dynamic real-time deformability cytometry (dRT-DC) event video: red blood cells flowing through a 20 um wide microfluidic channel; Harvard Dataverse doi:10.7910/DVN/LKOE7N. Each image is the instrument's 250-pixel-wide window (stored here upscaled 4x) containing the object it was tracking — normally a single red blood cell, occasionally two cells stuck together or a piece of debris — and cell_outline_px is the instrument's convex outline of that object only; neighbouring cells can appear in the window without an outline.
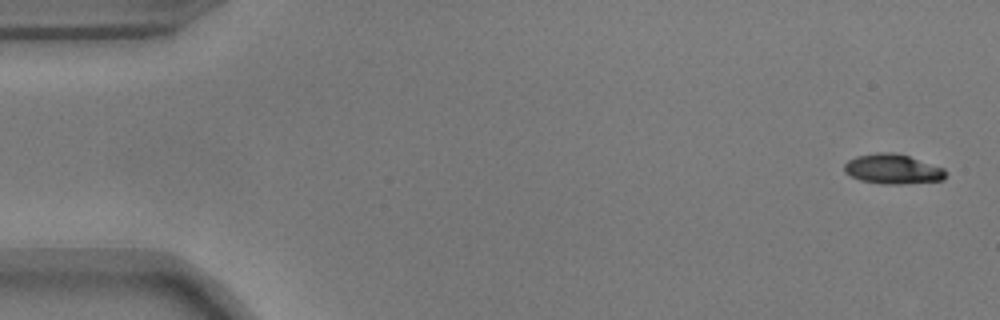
{"species": "common noctule bat (a hibernating species)", "species_latin": "Nyctalus noctula", "temperature_condition": "warm", "stored_images_in_passage": 53, "camera_frame_rate_fps": 3000, "um_per_image_px": 0.085, "animal": {"sex": "male", "body_mass_g": 17.9}, "frame": {"image": 1, "passage_image": 1, "time_ms": 0.0, "image_size_px": [1000, 320], "cell_outline_px": [[948, 172], [944, 180], [900, 184], [880, 184], [860, 180], [844, 172], [844, 164], [848, 160], [856, 156], [876, 152], [892, 152], [908, 156], [944, 168]], "centroid_in_image_um": [75.88, 14.37], "position_along_channel_um": 9.1, "area_um2": 17.69}}
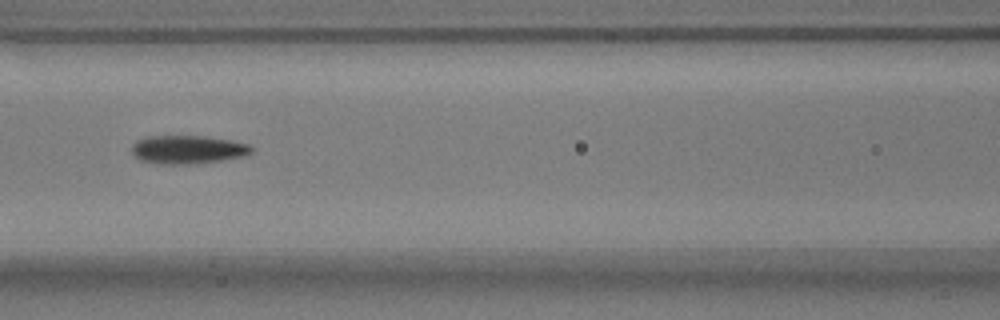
{"frame": {"image": 2, "passage_image": 23, "time_ms": 7.333, "image_size_px": [1000, 320], "cell_outline_px": [[252, 152], [244, 156], [220, 160], [188, 164], [160, 164], [140, 160], [132, 152], [132, 144], [136, 140], [148, 136], [204, 136], [228, 140], [248, 144], [252, 148]], "centroid_in_image_um": [15.92, 12.71], "position_along_channel_um": 150.7, "area_um2": 19.59}}
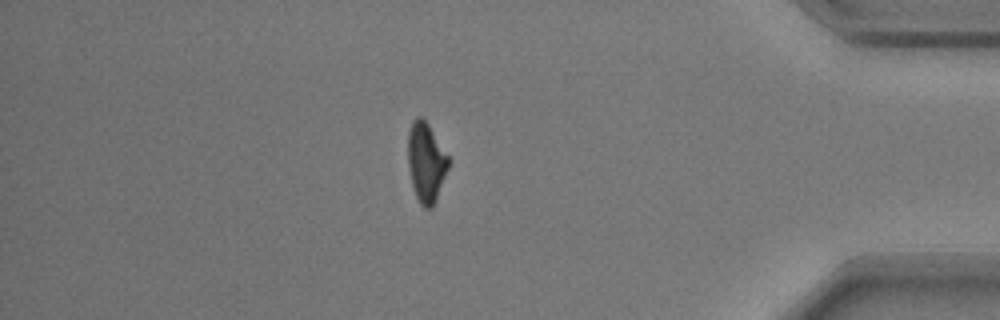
{"frame": {"image": 3, "passage_image": 46, "time_ms": 15.0, "image_size_px": [1000, 320], "cell_outline_px": [[452, 160], [436, 200], [432, 208], [424, 208], [420, 204], [416, 196], [412, 184], [408, 164], [408, 132], [412, 120], [416, 116], [420, 116], [428, 124]], "centroid_in_image_um": [36.24, 13.79], "position_along_channel_um": 399.0, "area_um2": 19.02}, "authors_computed_cell_mechanics": {"area_um2": 18.8428, "velocity_mm_per_s": 3.7234, "shape_relaxation_time_tau1_ms": 4.0333, "shape_relaxation_time_tau2_ms": 2.7751, "deformation_change_tau1": 0.1714, "deformation_change_tau2": 0.1037}}